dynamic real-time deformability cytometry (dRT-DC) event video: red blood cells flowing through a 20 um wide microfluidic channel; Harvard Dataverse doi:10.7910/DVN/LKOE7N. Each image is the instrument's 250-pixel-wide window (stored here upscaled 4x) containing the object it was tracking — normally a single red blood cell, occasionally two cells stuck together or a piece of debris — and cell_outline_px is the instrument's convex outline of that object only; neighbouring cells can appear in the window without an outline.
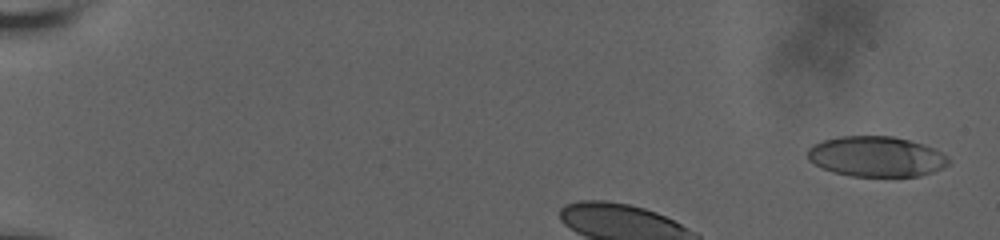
{"species": "human", "species_latin": "Homo sapiens", "temperature_condition": "room temperature", "stored_images_in_passage": 41, "camera_frame_rate_fps": 3000, "um_per_image_px": 0.085, "donor": {"sex": "male"}, "frame": {"image": 1, "passage_image": 1, "time_ms": 0.0, "image_size_px": [1000, 240], "cell_outline_px": [[948, 164], [932, 172], [920, 176], [852, 176], [832, 172], [808, 160], [808, 148], [812, 144], [824, 140], [840, 136], [892, 136], [924, 144], [940, 152], [948, 160]], "centroid_in_image_um": [74.44, 13.3], "position_along_channel_um": 10.6, "area_um2": 32.83}}
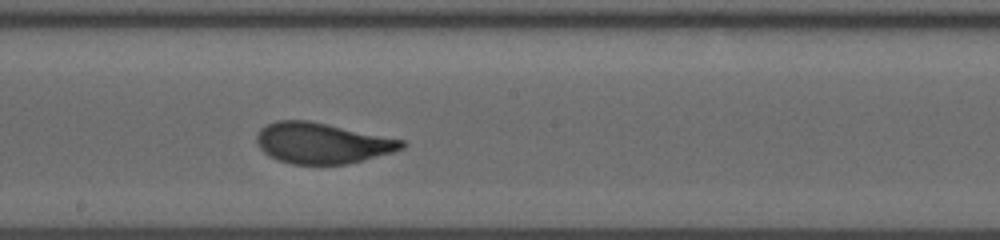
{"frame": {"image": 2, "passage_image": 29, "time_ms": 7.667, "image_size_px": [1000, 240], "cell_outline_px": [[408, 144], [404, 148], [392, 152], [348, 164], [292, 164], [276, 160], [268, 156], [256, 144], [256, 132], [260, 128], [276, 120], [308, 120], [404, 140]], "centroid_in_image_um": [27.34, 12.17], "position_along_channel_um": 220.9, "area_um2": 34.56}}
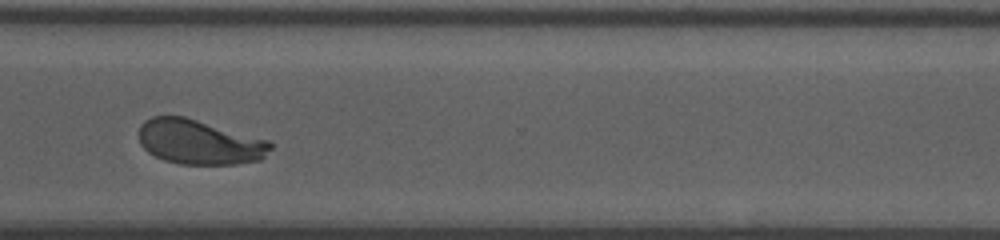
{"frame": {"image": 3, "passage_image": 40, "time_ms": 11.333, "image_size_px": [1000, 240], "cell_outline_px": [[272, 148], [260, 160], [236, 164], [180, 164], [164, 160], [148, 152], [140, 144], [140, 124], [144, 120], [152, 116], [184, 116], [268, 140], [272, 144]], "centroid_in_image_um": [16.93, 12.07], "position_along_channel_um": 353.7, "area_um2": 34.16}}